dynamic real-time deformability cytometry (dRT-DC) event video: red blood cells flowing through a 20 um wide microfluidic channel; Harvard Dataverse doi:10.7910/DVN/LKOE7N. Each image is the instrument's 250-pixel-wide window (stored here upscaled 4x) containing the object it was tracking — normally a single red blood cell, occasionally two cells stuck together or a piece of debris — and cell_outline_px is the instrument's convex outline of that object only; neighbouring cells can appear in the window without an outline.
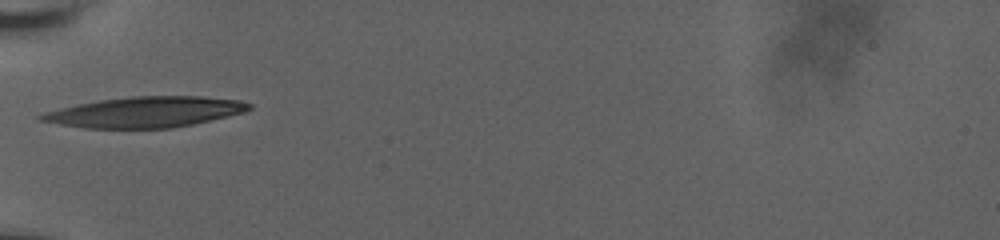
{"species": "human", "species_latin": "Homo sapiens", "temperature_condition": "room temperature", "stored_images_in_passage": 30, "camera_frame_rate_fps": 3000, "um_per_image_px": 0.085, "donor": {"sex": "male"}, "frame": {"image": 1, "passage_image": 1, "time_ms": 0.0, "image_size_px": [1000, 240], "cell_outline_px": [[252, 108], [244, 112], [228, 116], [192, 124], [172, 128], [84, 128], [60, 124], [40, 120], [36, 116], [44, 112], [76, 104], [100, 100], [132, 96], [204, 96], [240, 100], [252, 104]], "centroid_in_image_um": [12.36, 9.52], "position_along_channel_um": 72.6, "area_um2": 37.05}}